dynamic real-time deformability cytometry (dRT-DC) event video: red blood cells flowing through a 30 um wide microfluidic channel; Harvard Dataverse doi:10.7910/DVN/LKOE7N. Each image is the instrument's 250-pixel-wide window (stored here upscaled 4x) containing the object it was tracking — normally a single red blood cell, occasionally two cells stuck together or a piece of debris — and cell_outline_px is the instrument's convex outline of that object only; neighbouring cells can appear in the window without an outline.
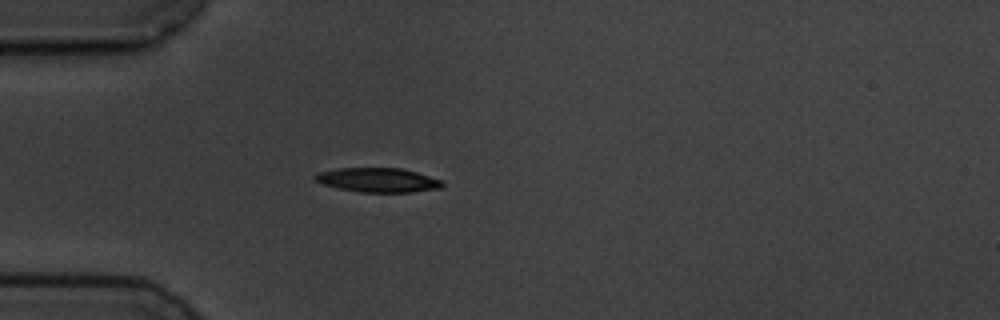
{"species": "common noctule bat (a hibernating species)", "species_latin": "Nyctalus noctula", "temperature_condition": "cold", "stored_images_in_passage": 4, "camera_frame_rate_fps": 3000, "um_per_image_px": 0.085, "animal": {"sex": "male", "body_mass_g": 19.5, "forearm_length_mm": 54.6}, "frame": {"image": 1, "passage_image": 4, "time_ms": 3.333, "image_size_px": [1000, 320], "cell_outline_px": [[444, 184], [440, 188], [412, 192], [360, 192], [340, 188], [324, 184], [312, 180], [312, 176], [320, 172], [336, 168], [400, 168], [416, 172], [444, 180]], "centroid_in_image_um": [32.13, 15.3], "position_along_channel_um": 52.9, "area_um2": 18.03}}